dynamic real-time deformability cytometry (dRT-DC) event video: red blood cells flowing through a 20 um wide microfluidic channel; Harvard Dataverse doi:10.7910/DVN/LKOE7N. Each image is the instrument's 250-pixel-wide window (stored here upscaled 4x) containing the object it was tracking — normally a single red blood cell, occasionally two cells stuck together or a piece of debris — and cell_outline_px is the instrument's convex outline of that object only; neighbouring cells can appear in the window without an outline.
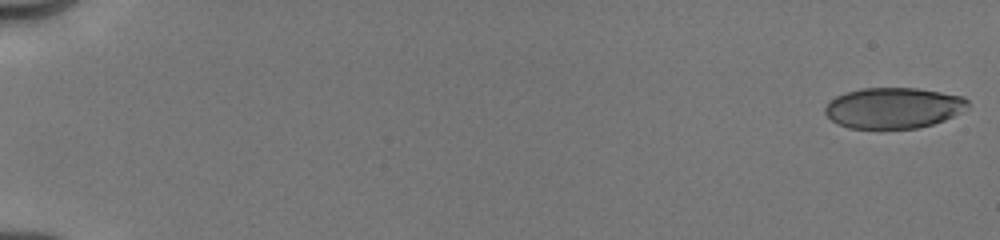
{"species": "human", "species_latin": "Homo sapiens", "temperature_condition": "cold", "stored_images_in_passage": 25, "camera_frame_rate_fps": 3000, "um_per_image_px": 0.085, "donor": {"sex": "male"}, "frame": {"image": 1, "passage_image": 1, "time_ms": 0.0, "image_size_px": [1000, 240], "cell_outline_px": [[968, 108], [944, 120], [932, 124], [916, 128], [880, 132], [848, 128], [836, 124], [824, 112], [824, 108], [828, 100], [836, 96], [860, 88], [916, 88], [964, 96], [968, 100]], "centroid_in_image_um": [75.89, 9.22], "position_along_channel_um": 9.1, "area_um2": 34.97}}
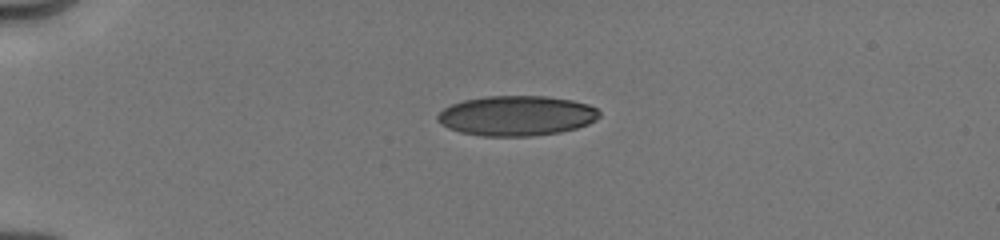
{"frame": {"image": 2, "passage_image": 24, "time_ms": 4.333, "image_size_px": [1000, 240], "cell_outline_px": [[600, 116], [596, 120], [588, 124], [576, 128], [560, 132], [532, 136], [480, 136], [460, 132], [448, 128], [440, 124], [436, 120], [436, 116], [444, 108], [452, 104], [464, 100], [484, 96], [544, 96], [572, 100], [588, 104], [596, 108], [600, 112]], "centroid_in_image_um": [43.89, 9.84], "position_along_channel_um": 41.1, "area_um2": 37.92}}